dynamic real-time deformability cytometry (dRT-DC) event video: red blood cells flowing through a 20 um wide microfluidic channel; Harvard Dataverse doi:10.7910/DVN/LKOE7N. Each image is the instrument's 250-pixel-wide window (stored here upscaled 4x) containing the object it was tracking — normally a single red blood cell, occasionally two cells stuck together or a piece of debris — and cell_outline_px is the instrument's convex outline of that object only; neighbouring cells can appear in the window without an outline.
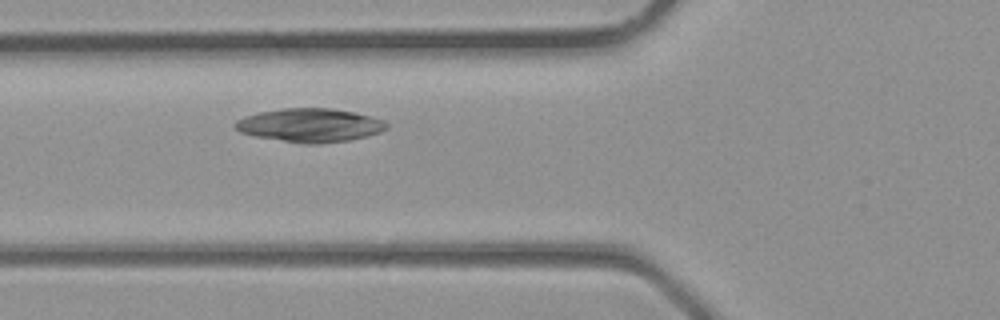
{"species": "common noctule bat (a hibernating species)", "species_latin": "Nyctalus noctula", "temperature_condition": "room temperature", "stored_images_in_passage": 2, "camera_frame_rate_fps": 3000, "um_per_image_px": 0.085, "animal": {"sex": "male", "body_mass_g": 23.1, "forearm_length_mm": 52.7}, "frame": {"image": 1, "passage_image": 2, "time_ms": 0.333, "image_size_px": [1000, 320], "cell_outline_px": [[388, 128], [380, 132], [368, 136], [348, 140], [312, 144], [304, 144], [256, 136], [240, 132], [232, 124], [236, 120], [260, 112], [284, 108], [332, 108], [372, 116], [384, 120], [388, 124]], "centroid_in_image_um": [26.38, 10.64], "position_along_channel_um": 99.4, "area_um2": 29.48}}